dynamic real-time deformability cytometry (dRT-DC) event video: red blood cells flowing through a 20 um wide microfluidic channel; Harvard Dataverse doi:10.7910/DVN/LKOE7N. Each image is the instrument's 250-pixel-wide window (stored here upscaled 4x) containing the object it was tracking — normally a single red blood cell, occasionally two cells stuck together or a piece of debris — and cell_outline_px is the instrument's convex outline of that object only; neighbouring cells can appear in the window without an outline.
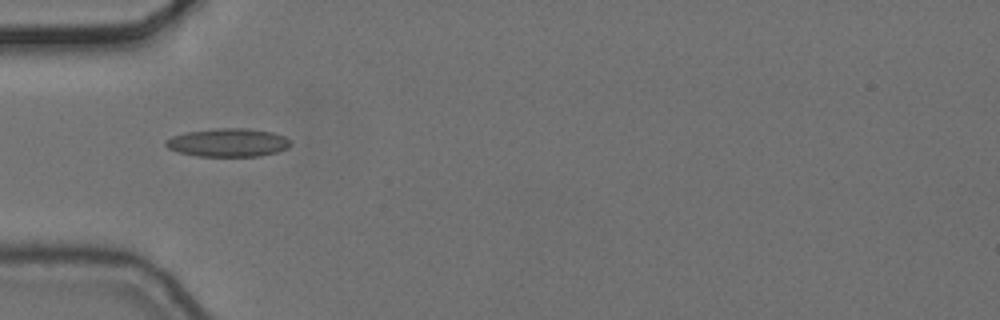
{"species": "common noctule bat (a hibernating species)", "species_latin": "Nyctalus noctula", "temperature_condition": "cold", "stored_images_in_passage": 3, "camera_frame_rate_fps": 3000, "um_per_image_px": 0.085, "animal": {"sex": "female", "body_mass_g": 24.6, "forearm_length_mm": 56.2}, "frame": {"image": 1, "passage_image": 1, "time_ms": 0.0, "image_size_px": [1000, 320], "cell_outline_px": [[292, 144], [288, 148], [276, 152], [260, 156], [196, 156], [180, 152], [168, 148], [164, 144], [164, 140], [172, 136], [188, 132], [216, 128], [248, 128], [272, 132], [284, 136], [292, 140]], "centroid_in_image_um": [19.41, 12.11], "position_along_channel_um": 65.6, "area_um2": 20.69}}
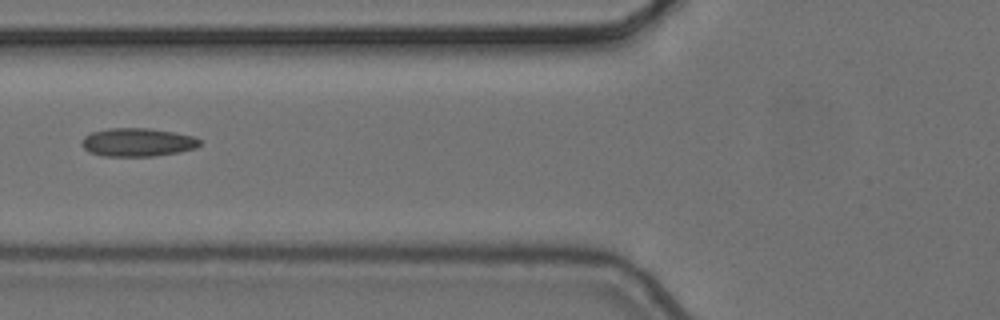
{"frame": {"image": 2, "passage_image": 2, "time_ms": 0.333, "image_size_px": [1000, 320], "cell_outline_px": [[200, 144], [196, 148], [156, 156], [104, 156], [88, 152], [80, 144], [80, 140], [84, 136], [92, 132], [108, 128], [148, 128], [172, 132], [192, 136], [200, 140]], "centroid_in_image_um": [11.63, 12.09], "position_along_channel_um": 114.2, "area_um2": 19.48}}
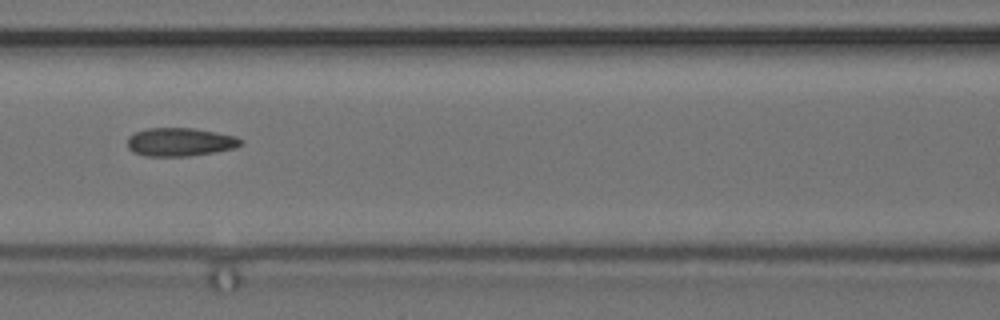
{"frame": {"image": 3, "passage_image": 3, "time_ms": 0.667, "image_size_px": [1000, 320], "cell_outline_px": [[244, 144], [236, 148], [216, 152], [188, 156], [144, 156], [132, 152], [128, 148], [128, 136], [136, 132], [148, 128], [196, 128], [236, 136], [244, 140]], "centroid_in_image_um": [15.35, 12.07], "position_along_channel_um": 151.3, "area_um2": 19.02}}